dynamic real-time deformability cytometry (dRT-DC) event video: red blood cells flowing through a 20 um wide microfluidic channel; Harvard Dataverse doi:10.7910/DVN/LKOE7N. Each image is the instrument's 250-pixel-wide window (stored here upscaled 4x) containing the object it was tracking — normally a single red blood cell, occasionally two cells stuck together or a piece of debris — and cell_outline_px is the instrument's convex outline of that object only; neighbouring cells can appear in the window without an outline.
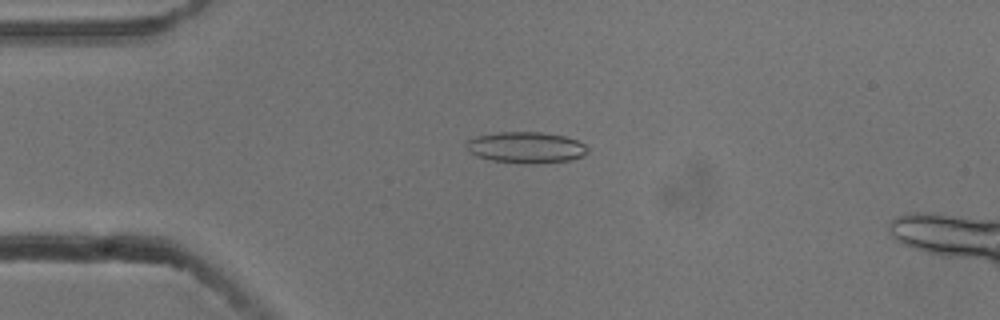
{"species": "common noctule bat (a hibernating species)", "species_latin": "Nyctalus noctula", "temperature_condition": "cold", "stored_images_in_passage": 52, "camera_frame_rate_fps": 3000, "um_per_image_px": 0.085, "animal": {"sex": "male", "body_mass_g": 13.3}, "frame": {"image": 1, "passage_image": 10, "time_ms": 3.0, "image_size_px": [1000, 320], "cell_outline_px": [[588, 152], [584, 156], [568, 160], [528, 164], [492, 160], [476, 156], [468, 152], [464, 144], [468, 140], [476, 136], [500, 132], [540, 132], [564, 136], [576, 140], [584, 144], [588, 148]], "centroid_in_image_um": [44.68, 12.53], "position_along_channel_um": 40.3, "area_um2": 22.02}}
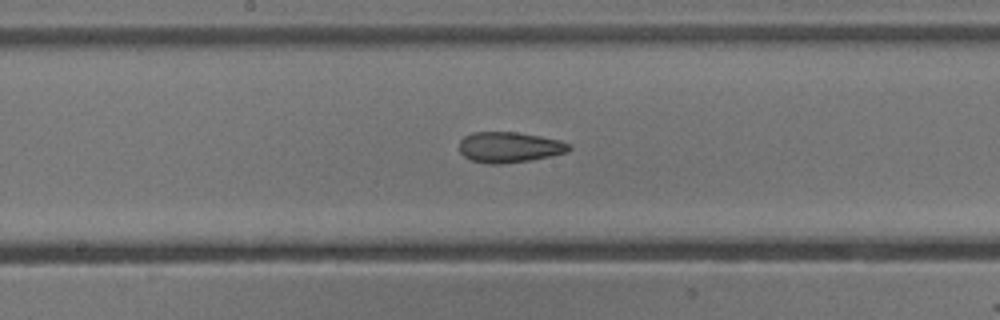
{"frame": {"image": 2, "passage_image": 25, "time_ms": 8.0, "image_size_px": [1000, 320], "cell_outline_px": [[572, 148], [568, 152], [532, 160], [504, 164], [488, 164], [472, 160], [464, 156], [460, 152], [460, 140], [464, 136], [472, 132], [516, 132], [540, 136], [560, 140], [572, 144]], "centroid_in_image_um": [43.32, 12.51], "position_along_channel_um": 204.9, "area_um2": 19.77}}
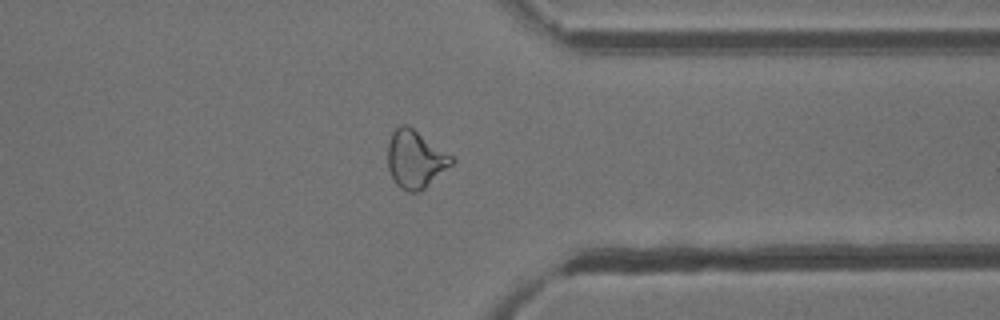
{"frame": {"image": 3, "passage_image": 39, "time_ms": 12.667, "image_size_px": [1000, 320], "cell_outline_px": [[456, 160], [452, 164], [420, 192], [408, 192], [400, 188], [396, 184], [388, 168], [388, 144], [392, 132], [400, 124], [408, 124], [452, 156]], "centroid_in_image_um": [35.29, 13.53], "position_along_channel_um": 376.1, "area_um2": 21.39}, "authors_computed_cell_mechanics": {"area_um2": 21.2993, "velocity_mm_per_s": 3.7924, "shape_relaxation_time_tau1_ms": 11.295, "shape_relaxation_time_tau2_ms": 1.8922, "deformation_change_tau1": 0.248, "deformation_change_tau2": 0.0952}}